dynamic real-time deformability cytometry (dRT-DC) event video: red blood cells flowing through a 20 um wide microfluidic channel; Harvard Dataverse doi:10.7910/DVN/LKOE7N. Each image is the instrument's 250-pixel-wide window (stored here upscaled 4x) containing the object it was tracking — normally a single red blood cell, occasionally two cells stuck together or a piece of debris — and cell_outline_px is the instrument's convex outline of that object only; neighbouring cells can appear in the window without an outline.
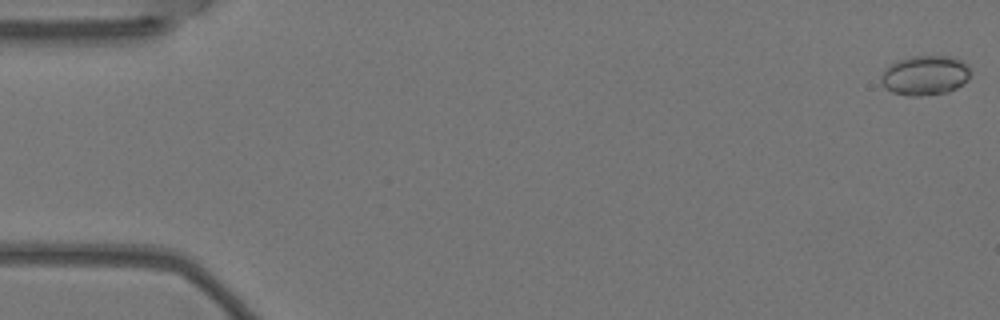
{"species": "Egyptian fruit bat (a non-hibernating species)", "species_latin": "Rousettus aegyptiacus", "temperature_condition": "warm", "stored_images_in_passage": 5, "camera_frame_rate_fps": 3000, "um_per_image_px": 0.085, "animal": {"sex": "female"}, "frame": {"image": 1, "passage_image": 5, "time_ms": 1.333, "image_size_px": [1000, 320], "cell_outline_px": [[968, 80], [956, 88], [948, 92], [920, 96], [908, 96], [892, 92], [884, 88], [880, 84], [880, 76], [884, 68], [888, 64], [896, 60], [912, 56], [952, 56], [964, 60], [968, 64]], "centroid_in_image_um": [78.57, 6.4], "position_along_channel_um": 6.4, "area_um2": 21.1}}